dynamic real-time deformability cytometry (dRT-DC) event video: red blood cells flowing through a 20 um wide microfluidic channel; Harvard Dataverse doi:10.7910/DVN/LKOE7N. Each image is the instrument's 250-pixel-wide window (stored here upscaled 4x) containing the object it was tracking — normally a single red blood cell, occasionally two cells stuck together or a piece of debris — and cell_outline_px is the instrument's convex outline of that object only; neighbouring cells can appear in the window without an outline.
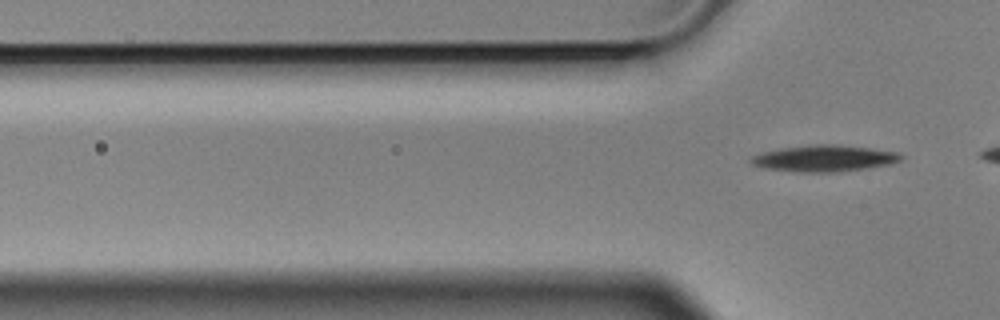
{"species": "Egyptian fruit bat (a non-hibernating species)", "species_latin": "Rousettus aegyptiacus", "temperature_condition": "cold", "stored_images_in_passage": 6, "segment_of_instrument_passage": [2, 2], "camera_frame_rate_fps": 3000, "um_per_image_px": 0.085, "animal": {"sex": "male"}, "frame": {"image": 1, "passage_image": 6, "time_ms": 1.667, "image_size_px": [1000, 320], "cell_outline_px": [[904, 156], [900, 160], [892, 164], [868, 168], [836, 172], [800, 172], [764, 168], [752, 164], [748, 160], [752, 156], [760, 152], [780, 148], [816, 144], [836, 144], [900, 152]], "centroid_in_image_um": [70.06, 13.46], "position_along_channel_um": 55.7, "area_um2": 23.24}}